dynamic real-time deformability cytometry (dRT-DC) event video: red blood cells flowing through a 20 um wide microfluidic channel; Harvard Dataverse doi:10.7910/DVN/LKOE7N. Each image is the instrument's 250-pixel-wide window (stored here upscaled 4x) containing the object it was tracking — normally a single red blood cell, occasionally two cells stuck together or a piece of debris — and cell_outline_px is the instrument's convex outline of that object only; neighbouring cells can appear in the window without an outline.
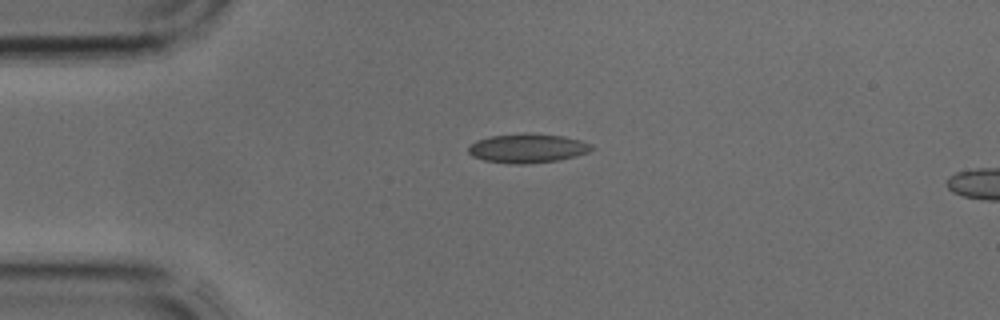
{"species": "common noctule bat (a hibernating species)", "species_latin": "Nyctalus noctula", "temperature_condition": "cold", "stored_images_in_passage": 2, "camera_frame_rate_fps": 3000, "um_per_image_px": 0.085, "animal": {"sex": "male", "body_mass_g": 17.9, "forearm_length_mm": 54.2}, "frame": {"image": 1, "passage_image": 1, "time_ms": 0.0, "image_size_px": [1000, 320], "cell_outline_px": [[596, 148], [588, 152], [576, 156], [556, 160], [524, 164], [512, 164], [484, 160], [472, 156], [468, 152], [468, 144], [476, 140], [488, 136], [524, 132], [532, 132], [564, 136], [580, 140], [592, 144]], "centroid_in_image_um": [44.82, 12.58], "position_along_channel_um": 40.2, "area_um2": 21.33}}